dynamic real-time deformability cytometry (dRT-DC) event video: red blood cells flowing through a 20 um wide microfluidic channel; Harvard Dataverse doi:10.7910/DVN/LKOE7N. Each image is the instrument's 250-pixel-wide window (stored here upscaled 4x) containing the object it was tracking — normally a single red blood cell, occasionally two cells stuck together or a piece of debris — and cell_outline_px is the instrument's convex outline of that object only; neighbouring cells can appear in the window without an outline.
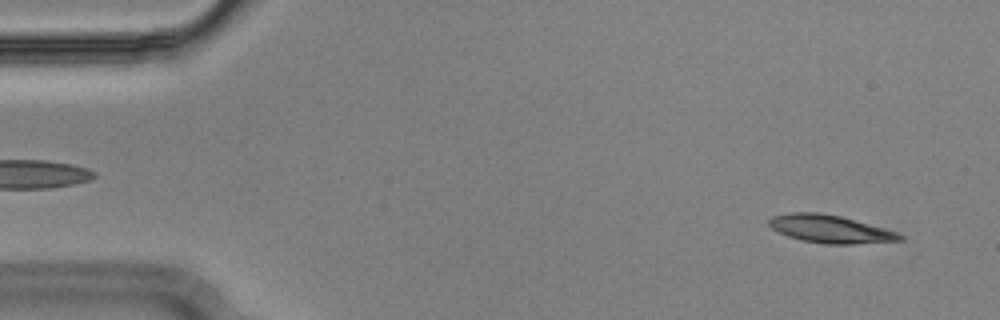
{"species": "Egyptian fruit bat (a non-hibernating species)", "species_latin": "Rousettus aegyptiacus", "temperature_condition": "cold", "stored_images_in_passage": 54, "camera_frame_rate_fps": 3000, "um_per_image_px": 0.085, "animal": {"sex": "male"}, "frame": {"image": 1, "passage_image": 3, "time_ms": 0.667, "image_size_px": [1000, 320], "cell_outline_px": [[904, 240], [852, 244], [824, 244], [800, 240], [776, 232], [768, 224], [768, 220], [772, 216], [792, 212], [816, 212], [840, 216], [896, 232], [904, 236]], "centroid_in_image_um": [70.51, 19.47], "position_along_channel_um": 14.5, "area_um2": 21.1}}
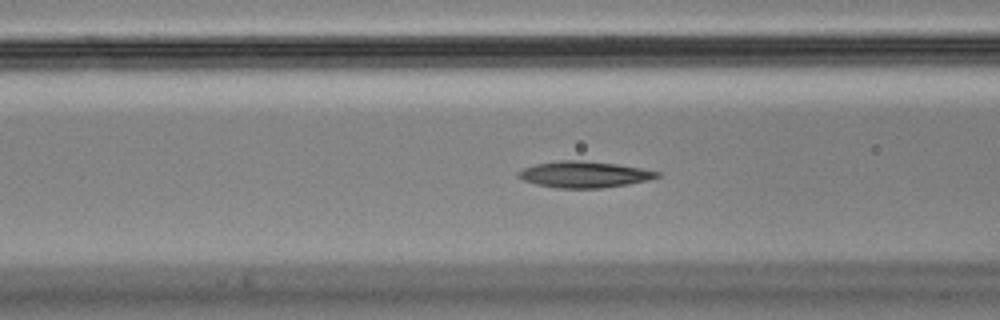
{"frame": {"image": 2, "passage_image": 20, "time_ms": 6.333, "image_size_px": [1000, 320], "cell_outline_px": [[660, 176], [648, 180], [628, 184], [600, 188], [556, 188], [536, 184], [524, 180], [516, 176], [516, 172], [524, 168], [536, 164], [560, 160], [580, 160], [616, 164], [640, 168], [660, 172]], "centroid_in_image_um": [49.63, 14.83], "position_along_channel_um": 117.0, "area_um2": 21.15}}
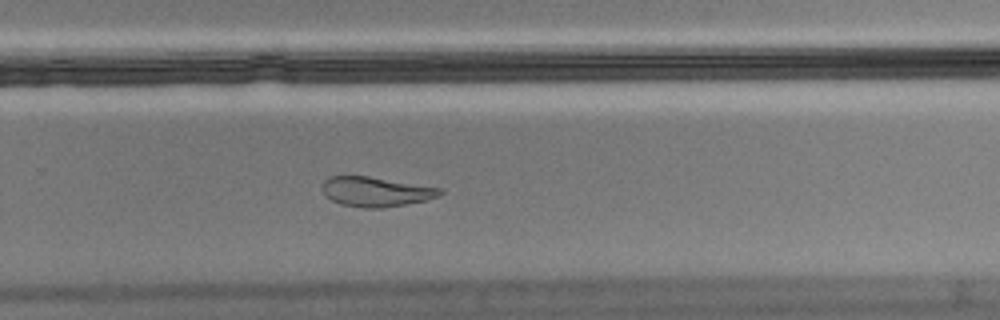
{"frame": {"image": 3, "passage_image": 35, "time_ms": 11.333, "image_size_px": [1000, 320], "cell_outline_px": [[444, 192], [440, 196], [428, 200], [384, 208], [364, 208], [340, 204], [324, 196], [320, 188], [324, 180], [328, 176], [368, 176], [440, 188]], "centroid_in_image_um": [31.91, 16.3], "position_along_channel_um": 297.9, "area_um2": 20.58}, "authors_computed_cell_mechanics": {"area_um2": 21.3282, "velocity_mm_per_s": 3.6221, "shape_relaxation_time_tau1_ms": null, "shape_relaxation_time_tau2_ms": 1.9926, "deformation_change_tau1": null, "deformation_change_tau2": 0.0819}}